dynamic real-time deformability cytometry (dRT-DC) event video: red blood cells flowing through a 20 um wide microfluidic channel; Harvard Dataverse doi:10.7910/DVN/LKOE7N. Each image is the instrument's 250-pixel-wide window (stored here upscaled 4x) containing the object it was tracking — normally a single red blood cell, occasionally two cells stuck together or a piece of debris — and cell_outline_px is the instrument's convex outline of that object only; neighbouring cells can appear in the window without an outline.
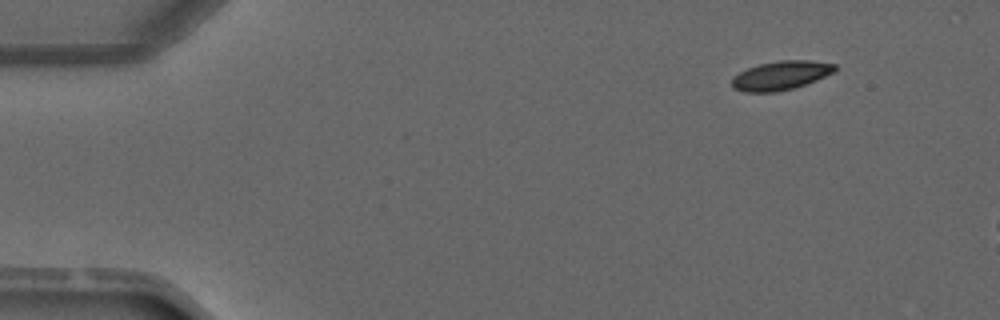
{"species": "common noctule bat (a hibernating species)", "species_latin": "Nyctalus noctula", "temperature_condition": "warm", "stored_images_in_passage": 2, "camera_frame_rate_fps": 3000, "um_per_image_px": 0.085, "animal": {"sex": "male", "forearm_length_mm": 52.5}, "frame": {"image": 1, "passage_image": 2, "time_ms": 2.0, "image_size_px": [1000, 320], "cell_outline_px": [[836, 72], [816, 80], [792, 88], [776, 92], [744, 92], [732, 88], [732, 76], [748, 68], [760, 64], [780, 60], [812, 60], [836, 64]], "centroid_in_image_um": [66.38, 6.41], "position_along_channel_um": 18.6, "area_um2": 17.4}}